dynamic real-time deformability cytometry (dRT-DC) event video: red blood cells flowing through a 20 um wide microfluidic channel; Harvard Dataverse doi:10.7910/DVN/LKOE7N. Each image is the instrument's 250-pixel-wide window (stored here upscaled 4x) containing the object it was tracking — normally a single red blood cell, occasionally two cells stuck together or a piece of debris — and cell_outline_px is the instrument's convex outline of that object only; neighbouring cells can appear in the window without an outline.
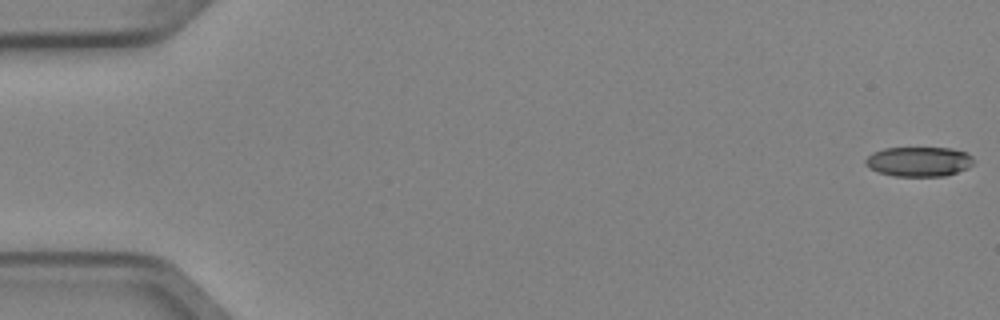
{"species": "Egyptian fruit bat (a non-hibernating species)", "species_latin": "Rousettus aegyptiacus", "temperature_condition": "cold", "stored_images_in_passage": 3, "camera_frame_rate_fps": 3000, "um_per_image_px": 0.085, "animal": {"sex": "female"}, "frame": {"image": 1, "passage_image": 1, "time_ms": 0.0, "image_size_px": [1000, 320], "cell_outline_px": [[972, 164], [968, 168], [944, 176], [892, 176], [868, 168], [864, 164], [864, 160], [872, 152], [884, 148], [948, 148], [964, 152], [972, 156]], "centroid_in_image_um": [78.05, 13.74], "position_along_channel_um": 7.0, "area_um2": 18.67}}